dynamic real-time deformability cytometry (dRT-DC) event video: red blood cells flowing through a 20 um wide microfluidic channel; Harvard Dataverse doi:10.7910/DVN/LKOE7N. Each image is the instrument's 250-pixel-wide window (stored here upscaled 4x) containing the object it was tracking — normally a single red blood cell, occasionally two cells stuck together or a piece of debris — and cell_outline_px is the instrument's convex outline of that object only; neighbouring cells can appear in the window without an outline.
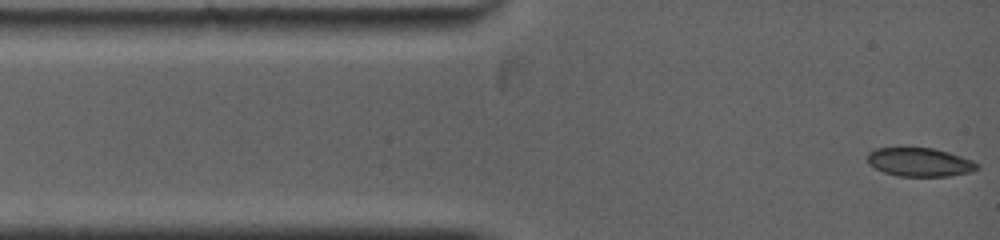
{"species": "common noctule bat (a hibernating species)", "species_latin": "Nyctalus noctula", "temperature_condition": "warm", "stored_images_in_passage": 61, "camera_frame_rate_fps": 5000, "um_per_image_px": 0.085, "animal": {"sex": "female", "body_mass_g": 19.0, "forearm_length_mm": 53.3}, "frame": {"image": 1, "passage_image": 1, "time_ms": 0.0, "image_size_px": [1000, 240], "cell_outline_px": [[980, 168], [972, 172], [948, 176], [896, 176], [884, 172], [868, 164], [868, 152], [876, 148], [900, 144], [932, 148], [948, 152], [972, 160], [980, 164]], "centroid_in_image_um": [78.14, 13.73], "position_along_channel_um": 6.9, "area_um2": 19.13}}
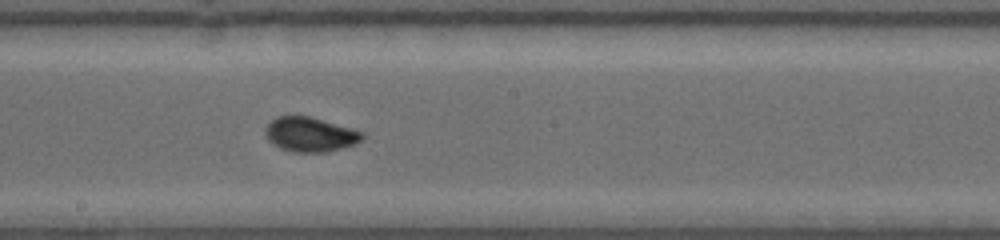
{"frame": {"image": 2, "passage_image": 27, "time_ms": 6.6, "image_size_px": [1000, 240], "cell_outline_px": [[364, 136], [360, 140], [352, 144], [340, 148], [324, 152], [292, 152], [280, 148], [268, 140], [264, 132], [264, 128], [276, 116], [312, 116], [352, 128], [364, 132]], "centroid_in_image_um": [26.33, 11.41], "position_along_channel_um": 221.9, "area_um2": 19.48}}
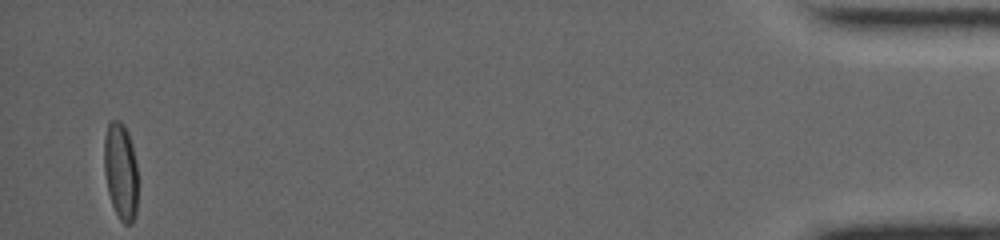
{"frame": {"image": 3, "passage_image": 61, "time_ms": 15.0, "image_size_px": [1000, 240], "cell_outline_px": [[136, 216], [132, 224], [124, 224], [120, 220], [112, 204], [108, 192], [104, 172], [104, 136], [108, 124], [112, 120], [120, 120], [124, 124], [128, 132], [132, 144], [136, 164]], "centroid_in_image_um": [10.25, 14.53], "position_along_channel_um": 425.0, "area_um2": 19.07}, "authors_computed_cell_mechanics": {"area_um2": 19.074, "velocity_mm_per_s": 3.9665, "shape_relaxation_time_tau1_ms": 9.956, "shape_relaxation_time_tau2_ms": null, "deformation_change_tau1": 0.2434, "deformation_change_tau2": null}}